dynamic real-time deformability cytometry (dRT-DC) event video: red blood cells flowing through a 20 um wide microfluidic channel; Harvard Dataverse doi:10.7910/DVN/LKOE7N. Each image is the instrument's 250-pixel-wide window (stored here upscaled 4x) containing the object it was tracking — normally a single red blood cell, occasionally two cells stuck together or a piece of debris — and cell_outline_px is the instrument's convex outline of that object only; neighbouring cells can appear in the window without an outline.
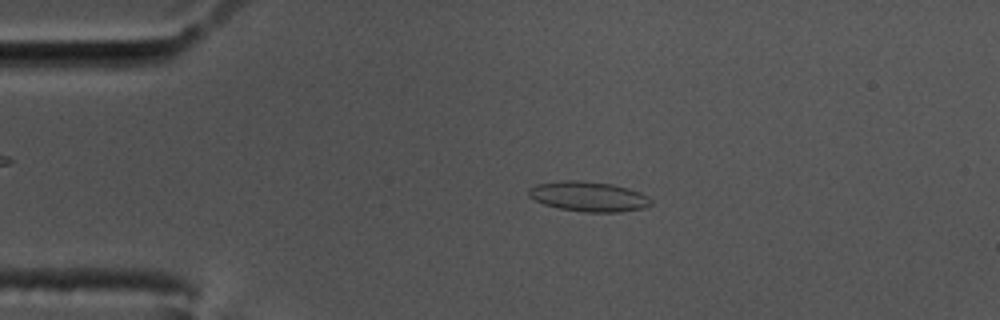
{"species": "common noctule bat (a hibernating species)", "species_latin": "Nyctalus noctula", "temperature_condition": "cold", "stored_images_in_passage": 57, "camera_frame_rate_fps": 3000, "um_per_image_px": 0.085, "animal": {"sex": "male", "body_mass_g": 17.5, "forearm_length_mm": 52.3}, "frame": {"image": 1, "passage_image": 11, "time_ms": 3.333, "image_size_px": [1000, 320], "cell_outline_px": [[652, 204], [644, 208], [620, 212], [584, 212], [560, 208], [544, 204], [528, 196], [528, 188], [536, 184], [564, 180], [580, 180], [612, 184], [628, 188], [640, 192], [648, 196], [652, 200]], "centroid_in_image_um": [50.04, 16.7], "position_along_channel_um": 35.0, "area_um2": 21.44}}
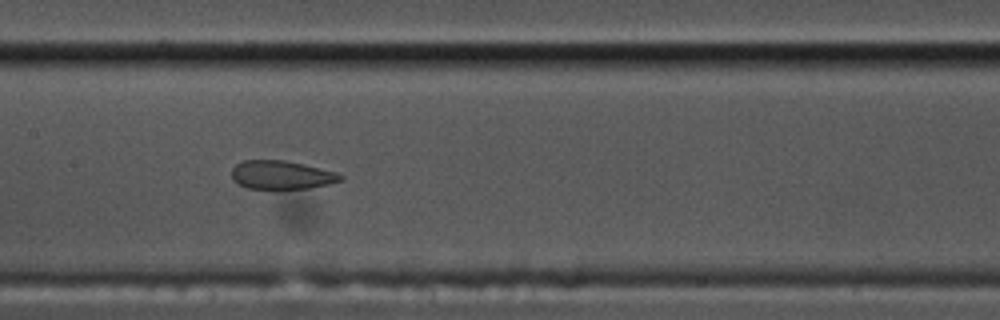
{"frame": {"image": 2, "passage_image": 27, "time_ms": 8.667, "image_size_px": [1000, 320], "cell_outline_px": [[344, 180], [328, 184], [308, 188], [248, 188], [232, 180], [232, 168], [236, 164], [244, 160], [284, 160], [304, 164], [336, 172], [344, 176]], "centroid_in_image_um": [23.94, 14.86], "position_along_channel_um": 183.5, "area_um2": 17.98}}
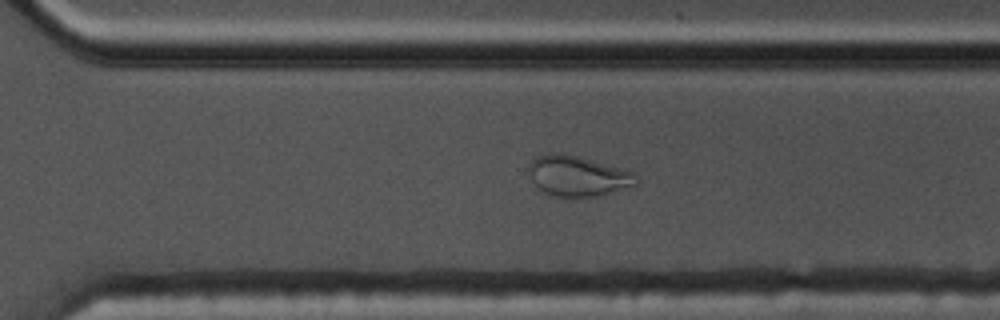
{"frame": {"image": 3, "passage_image": 39, "time_ms": 12.667, "image_size_px": [1000, 320], "cell_outline_px": [[636, 184], [596, 196], [556, 196], [544, 192], [532, 180], [528, 172], [528, 164], [532, 156], [548, 152], [556, 152], [576, 156], [632, 172]], "centroid_in_image_um": [48.97, 14.92], "position_along_channel_um": 321.6, "area_um2": 24.62}, "authors_computed_cell_mechanics": {"area_um2": 20.2878, "velocity_mm_per_s": 3.46, "shape_relaxation_time_tau1_ms": null, "shape_relaxation_time_tau2_ms": 1.1788, "deformation_change_tau1": null, "deformation_change_tau2": 0.0736}}